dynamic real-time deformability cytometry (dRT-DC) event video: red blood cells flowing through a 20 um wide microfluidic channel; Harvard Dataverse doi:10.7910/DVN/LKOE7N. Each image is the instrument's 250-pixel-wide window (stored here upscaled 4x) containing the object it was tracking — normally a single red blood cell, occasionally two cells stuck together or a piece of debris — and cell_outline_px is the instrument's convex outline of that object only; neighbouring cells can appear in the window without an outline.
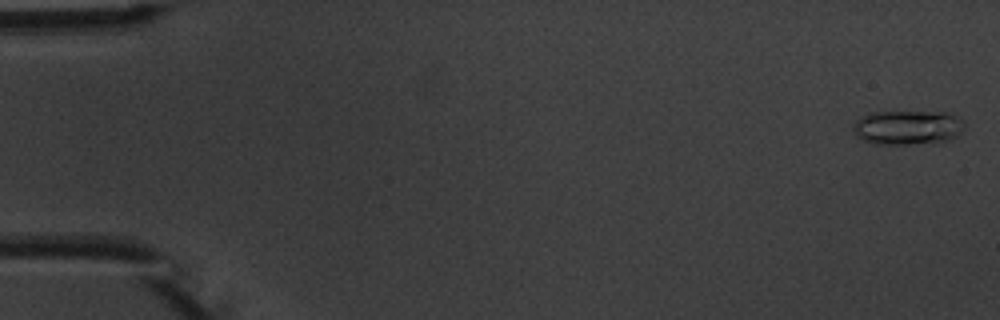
{"species": "common noctule bat (a hibernating species)", "species_latin": "Nyctalus noctula", "temperature_condition": "warm", "stored_images_in_passage": 6, "camera_frame_rate_fps": 3000, "um_per_image_px": 0.085, "animal": {"sex": "male", "body_mass_g": 20.1, "forearm_length_mm": 53.5}, "frame": {"image": 1, "passage_image": 1, "time_ms": 0.0, "image_size_px": [1000, 320], "cell_outline_px": [[964, 128], [956, 136], [948, 140], [936, 144], [876, 144], [864, 140], [856, 136], [852, 132], [852, 124], [860, 116], [868, 112], [948, 112], [964, 120]], "centroid_in_image_um": [77.13, 10.84], "position_along_channel_um": 7.9, "area_um2": 22.83}}